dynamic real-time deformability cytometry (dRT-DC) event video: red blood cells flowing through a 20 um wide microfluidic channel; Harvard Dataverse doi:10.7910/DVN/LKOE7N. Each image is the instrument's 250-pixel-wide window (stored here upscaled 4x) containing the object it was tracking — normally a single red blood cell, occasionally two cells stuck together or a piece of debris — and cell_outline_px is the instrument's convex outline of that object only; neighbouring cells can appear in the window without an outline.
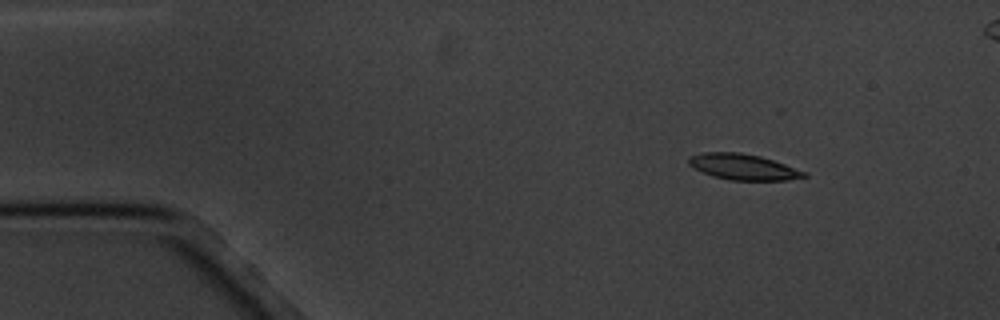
{"species": "common noctule bat (a hibernating species)", "species_latin": "Nyctalus noctula", "temperature_condition": "cold", "stored_images_in_passage": 10, "camera_frame_rate_fps": 3000, "um_per_image_px": 0.085, "animal": {"sex": "male", "body_mass_g": 20.1, "forearm_length_mm": 53.5}, "frame": {"image": 1, "passage_image": 2, "time_ms": 1.0, "image_size_px": [1000, 320], "cell_outline_px": [[808, 176], [788, 180], [728, 180], [712, 176], [688, 164], [688, 160], [692, 156], [704, 152], [740, 152], [760, 156], [808, 172]], "centroid_in_image_um": [63.21, 14.19], "position_along_channel_um": 21.8, "area_um2": 17.22}}
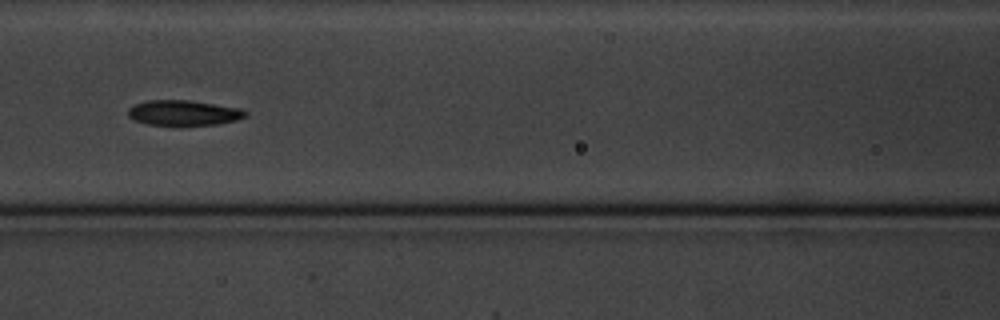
{"frame": {"image": 2, "passage_image": 7, "time_ms": 7.0, "image_size_px": [1000, 320], "cell_outline_px": [[248, 116], [236, 120], [216, 124], [180, 128], [172, 128], [148, 124], [132, 120], [128, 116], [128, 108], [132, 104], [144, 100], [188, 100], [216, 104], [240, 108], [248, 112]], "centroid_in_image_um": [15.56, 9.63], "position_along_channel_um": 151.0, "area_um2": 18.32}}
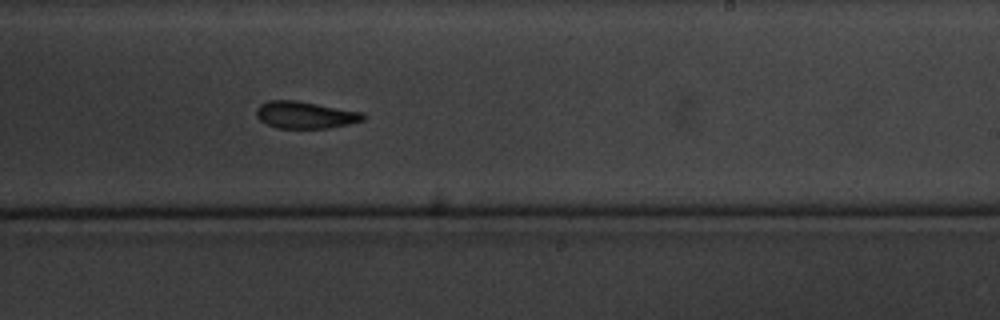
{"frame": {"image": 3, "passage_image": 10, "time_ms": 10.333, "image_size_px": [1000, 320], "cell_outline_px": [[364, 120], [348, 124], [328, 128], [276, 128], [260, 120], [256, 116], [256, 108], [260, 104], [268, 100], [296, 100], [364, 112]], "centroid_in_image_um": [25.93, 9.76], "position_along_channel_um": 263.1, "area_um2": 16.88}}